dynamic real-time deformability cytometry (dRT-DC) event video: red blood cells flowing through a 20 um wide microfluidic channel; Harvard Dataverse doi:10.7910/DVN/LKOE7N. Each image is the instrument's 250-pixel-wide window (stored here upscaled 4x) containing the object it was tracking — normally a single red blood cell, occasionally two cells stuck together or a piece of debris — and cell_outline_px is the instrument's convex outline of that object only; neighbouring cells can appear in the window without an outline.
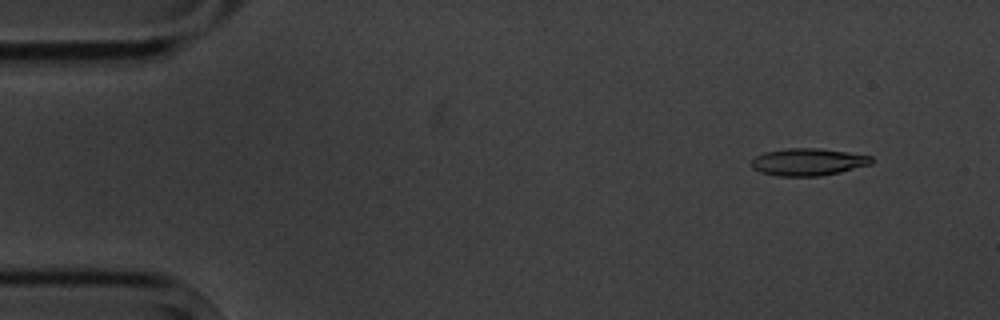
{"species": "common noctule bat (a hibernating species)", "species_latin": "Nyctalus noctula", "temperature_condition": "cold", "stored_images_in_passage": 5, "camera_frame_rate_fps": 3000, "um_per_image_px": 0.085, "animal": {"sex": "male", "body_mass_g": 20.1, "forearm_length_mm": 53.5}, "frame": {"image": 1, "passage_image": 2, "time_ms": 1.333, "image_size_px": [1000, 320], "cell_outline_px": [[872, 164], [840, 172], [820, 176], [780, 176], [764, 172], [752, 168], [752, 160], [756, 156], [764, 152], [788, 148], [820, 148], [848, 152], [872, 156]], "centroid_in_image_um": [68.72, 13.76], "position_along_channel_um": 16.3, "area_um2": 18.96}}
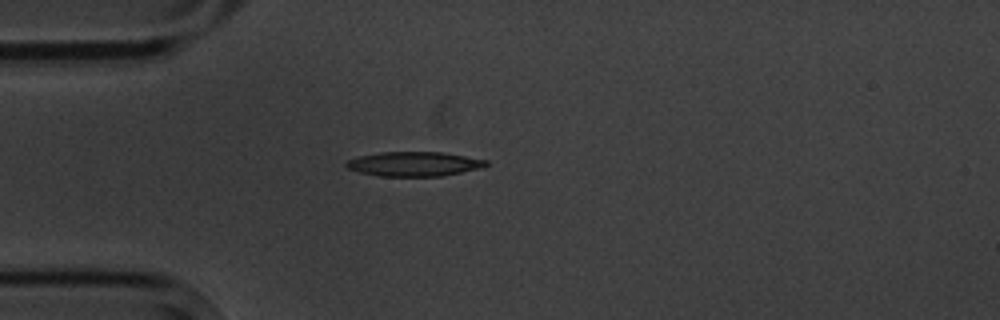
{"frame": {"image": 2, "passage_image": 5, "time_ms": 4.667, "image_size_px": [1000, 320], "cell_outline_px": [[488, 164], [484, 168], [440, 176], [380, 176], [360, 172], [348, 168], [344, 164], [348, 160], [360, 156], [380, 152], [444, 152], [488, 160]], "centroid_in_image_um": [35.25, 13.93], "position_along_channel_um": 49.8, "area_um2": 19.94}}